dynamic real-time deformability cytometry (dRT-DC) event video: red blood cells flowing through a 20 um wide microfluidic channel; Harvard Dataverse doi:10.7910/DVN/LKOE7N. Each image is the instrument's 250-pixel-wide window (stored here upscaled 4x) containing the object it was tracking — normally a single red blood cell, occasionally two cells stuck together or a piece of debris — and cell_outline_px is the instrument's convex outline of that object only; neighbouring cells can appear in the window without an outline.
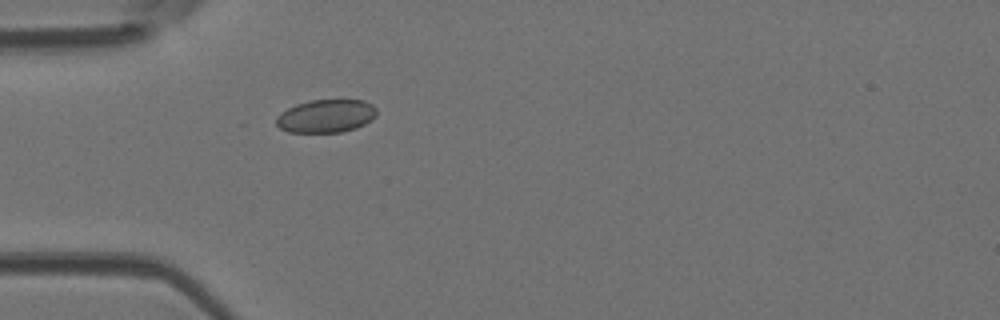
{"species": "Egyptian fruit bat (a non-hibernating species)", "species_latin": "Rousettus aegyptiacus", "temperature_condition": "room temperature", "stored_images_in_passage": 3, "camera_frame_rate_fps": 3000, "um_per_image_px": 0.085, "animal": {"sex": "female"}, "frame": {"image": 1, "passage_image": 3, "time_ms": 0.667, "image_size_px": [1000, 320], "cell_outline_px": [[376, 116], [372, 120], [356, 128], [340, 132], [288, 132], [280, 128], [276, 124], [276, 116], [280, 112], [296, 104], [312, 100], [364, 100], [372, 104], [376, 108]], "centroid_in_image_um": [27.71, 9.86], "position_along_channel_um": 57.3, "area_um2": 19.42}}